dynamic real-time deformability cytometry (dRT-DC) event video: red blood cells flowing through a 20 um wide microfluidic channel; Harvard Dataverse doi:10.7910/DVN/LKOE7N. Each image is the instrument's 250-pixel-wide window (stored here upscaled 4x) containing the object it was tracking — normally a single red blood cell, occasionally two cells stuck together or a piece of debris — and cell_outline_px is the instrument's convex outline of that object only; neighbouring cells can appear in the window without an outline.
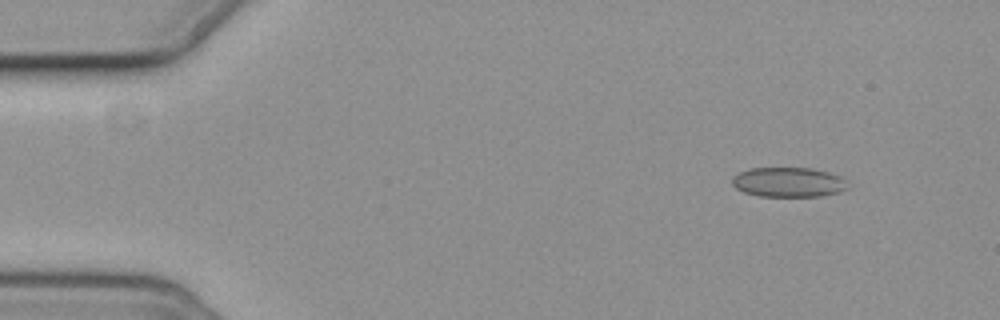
{"species": "common noctule bat (a hibernating species)", "species_latin": "Nyctalus noctula", "temperature_condition": "cold", "stored_images_in_passage": 6, "segment_of_instrument_passage": [1, 2], "camera_frame_rate_fps": 3000, "um_per_image_px": 0.085, "animal": {"sex": "female", "body_mass_g": 19.3, "forearm_length_mm": 54.1}, "frame": {"image": 1, "passage_image": 2, "time_ms": 2.0, "image_size_px": [1000, 320], "cell_outline_px": [[848, 188], [836, 192], [820, 196], [760, 196], [744, 192], [736, 188], [732, 184], [732, 176], [748, 168], [812, 168], [828, 172], [840, 176], [848, 180]], "centroid_in_image_um": [67.02, 15.47], "position_along_channel_um": 18.0, "area_um2": 20.06}}